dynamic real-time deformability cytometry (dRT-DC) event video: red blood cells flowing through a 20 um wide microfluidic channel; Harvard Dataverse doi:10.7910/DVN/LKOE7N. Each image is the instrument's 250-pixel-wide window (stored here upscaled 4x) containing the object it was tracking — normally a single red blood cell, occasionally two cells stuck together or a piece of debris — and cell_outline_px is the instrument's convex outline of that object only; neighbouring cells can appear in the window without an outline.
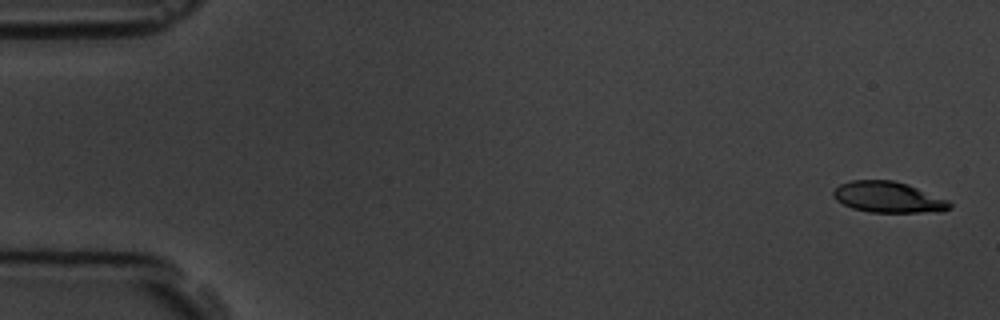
{"species": "common noctule bat (a hibernating species)", "species_latin": "Nyctalus noctula", "temperature_condition": "room temperature", "stored_images_in_passage": 5, "camera_frame_rate_fps": 3000, "um_per_image_px": 0.085, "animal": {"sex": "male", "body_mass_g": 19.5, "forearm_length_mm": 54.6}, "frame": {"image": 1, "passage_image": 1, "time_ms": 0.0, "image_size_px": [1000, 320], "cell_outline_px": [[952, 208], [940, 212], [868, 212], [852, 208], [836, 200], [832, 196], [832, 192], [840, 184], [852, 180], [892, 180], [908, 184], [948, 200], [952, 204]], "centroid_in_image_um": [75.51, 16.76], "position_along_channel_um": 9.5, "area_um2": 21.04}}